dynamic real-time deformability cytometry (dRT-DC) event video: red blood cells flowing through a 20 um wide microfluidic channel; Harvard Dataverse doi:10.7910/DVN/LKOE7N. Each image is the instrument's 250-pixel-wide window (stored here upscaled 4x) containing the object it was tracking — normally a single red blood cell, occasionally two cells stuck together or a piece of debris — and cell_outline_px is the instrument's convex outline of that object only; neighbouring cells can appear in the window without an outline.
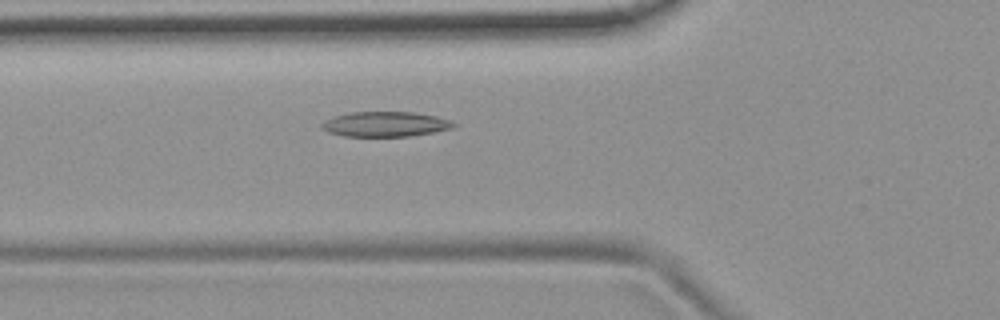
{"species": "common noctule bat (a hibernating species)", "species_latin": "Nyctalus noctula", "temperature_condition": "room temperature", "stored_images_in_passage": 43, "camera_frame_rate_fps": 3000, "um_per_image_px": 0.085, "animal": {"sex": "female", "body_mass_g": 19.9}, "frame": {"image": 1, "passage_image": 9, "time_ms": 2.667, "image_size_px": [1000, 320], "cell_outline_px": [[456, 124], [452, 128], [432, 132], [408, 136], [344, 136], [328, 132], [320, 128], [320, 124], [336, 116], [352, 112], [412, 112], [436, 116], [448, 120]], "centroid_in_image_um": [32.73, 10.55], "position_along_channel_um": 93.1, "area_um2": 18.9}}
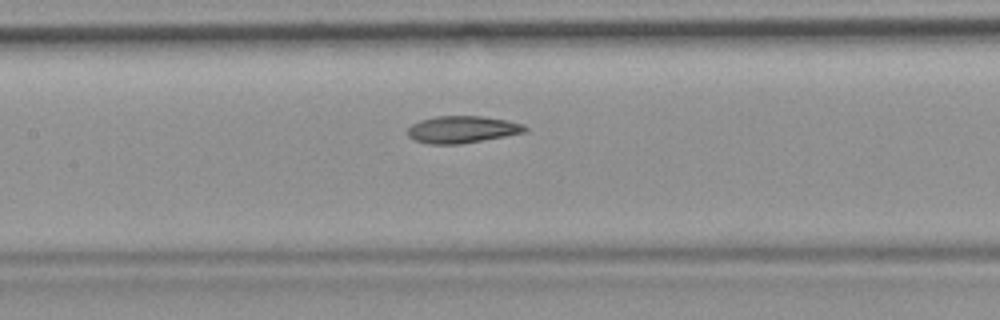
{"frame": {"image": 2, "passage_image": 15, "time_ms": 4.667, "image_size_px": [1000, 320], "cell_outline_px": [[528, 132], [460, 144], [428, 144], [416, 140], [408, 136], [408, 128], [412, 124], [420, 120], [436, 116], [484, 116], [508, 120], [524, 124], [528, 128]], "centroid_in_image_um": [39.33, 11.0], "position_along_channel_um": 168.1, "area_um2": 18.61}}
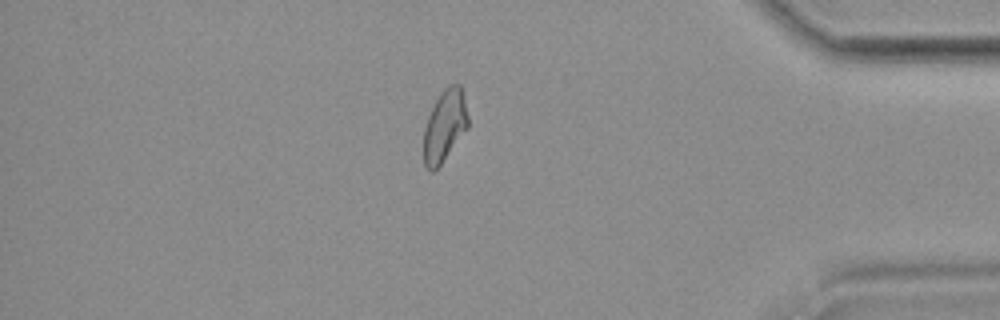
{"frame": {"image": 3, "passage_image": 36, "time_ms": 11.667, "image_size_px": [1000, 320], "cell_outline_px": [[468, 128], [440, 164], [432, 172], [428, 172], [424, 164], [424, 128], [428, 116], [440, 92], [448, 84], [460, 84], [468, 116]], "centroid_in_image_um": [37.79, 10.69], "position_along_channel_um": 397.4, "area_um2": 18.38}, "authors_computed_cell_mechanics": {"area_um2": 18.9006, "velocity_mm_per_s": 3.7333, "shape_relaxation_time_tau1_ms": null, "shape_relaxation_time_tau2_ms": 8.0143, "deformation_change_tau1": null, "deformation_change_tau2": 0.1567}}